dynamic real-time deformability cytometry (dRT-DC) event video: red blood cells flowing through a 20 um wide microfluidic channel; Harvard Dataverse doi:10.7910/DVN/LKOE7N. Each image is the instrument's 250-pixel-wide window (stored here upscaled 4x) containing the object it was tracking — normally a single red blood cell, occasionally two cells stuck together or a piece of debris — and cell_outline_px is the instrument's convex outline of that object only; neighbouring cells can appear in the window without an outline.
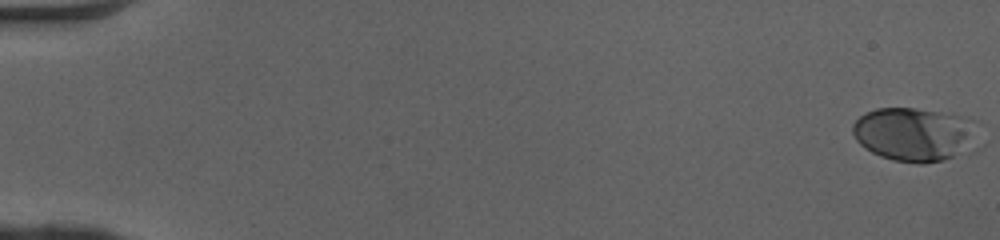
{"species": "human", "species_latin": "Homo sapiens", "temperature_condition": "cold", "stored_images_in_passage": 51, "camera_frame_rate_fps": 3000, "um_per_image_px": 0.085, "donor": {"sex": "female"}, "frame": {"image": 1, "passage_image": 1, "time_ms": 0.0, "image_size_px": [1000, 240], "cell_outline_px": [[976, 120], [960, 152], [944, 160], [924, 164], [920, 164], [892, 160], [880, 156], [864, 148], [856, 140], [852, 132], [852, 124], [864, 112], [876, 108], [916, 108], [960, 116]], "centroid_in_image_um": [77.52, 11.4], "position_along_channel_um": 7.5, "area_um2": 37.97}}
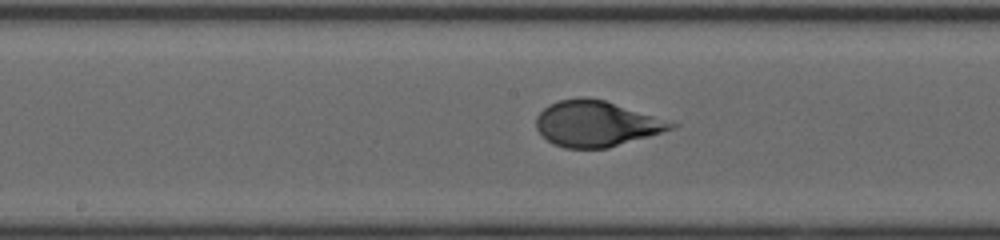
{"frame": {"image": 2, "passage_image": 28, "time_ms": 9.0, "image_size_px": [1000, 240], "cell_outline_px": [[680, 124], [676, 128], [608, 148], [564, 148], [552, 144], [536, 128], [536, 116], [548, 104], [560, 100], [580, 96], [584, 96], [604, 100]], "centroid_in_image_um": [50.67, 10.51], "position_along_channel_um": 197.5, "area_um2": 35.89}}
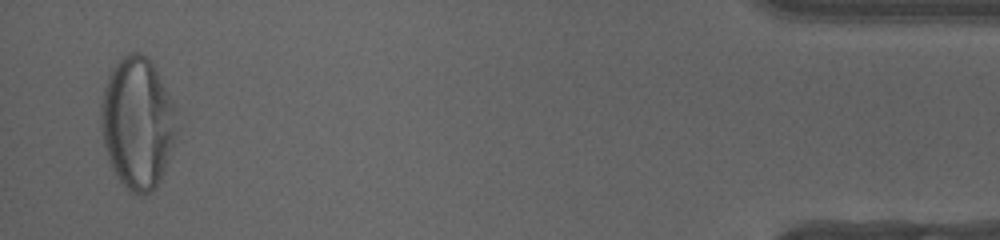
{"frame": {"image": 3, "passage_image": 50, "time_ms": 16.333, "image_size_px": [1000, 240], "cell_outline_px": [[176, 140], [156, 188], [140, 196], [132, 192], [120, 180], [112, 168], [104, 144], [100, 124], [100, 104], [104, 88], [108, 76], [112, 68], [124, 56], [132, 52], [140, 52], [152, 64], [172, 100]], "centroid_in_image_um": [11.65, 10.46], "position_along_channel_um": 423.5, "area_um2": 57.11}, "authors_computed_cell_mechanics": {"area_um2": 35.8938, "velocity_mm_per_s": 4.0817, "shape_relaxation_time_tau1_ms": 2.96, "shape_relaxation_time_tau2_ms": null, "deformation_change_tau1": 0.1766, "deformation_change_tau2": null}}